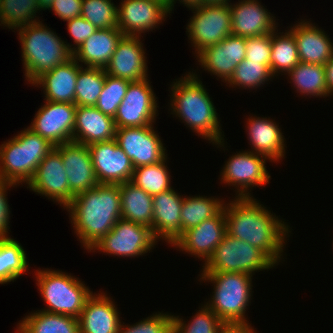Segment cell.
I'll list each match as a JSON object with an SVG mask.
<instances>
[{
    "label": "cell",
    "mask_w": 333,
    "mask_h": 333,
    "mask_svg": "<svg viewBox=\"0 0 333 333\" xmlns=\"http://www.w3.org/2000/svg\"><path fill=\"white\" fill-rule=\"evenodd\" d=\"M229 202L224 204L227 233L260 249L277 265L283 256L285 237L291 232L289 226L254 197L235 196Z\"/></svg>",
    "instance_id": "6da1fadb"
},
{
    "label": "cell",
    "mask_w": 333,
    "mask_h": 333,
    "mask_svg": "<svg viewBox=\"0 0 333 333\" xmlns=\"http://www.w3.org/2000/svg\"><path fill=\"white\" fill-rule=\"evenodd\" d=\"M74 232L87 251L108 234L121 218L118 184H98L75 196L65 208Z\"/></svg>",
    "instance_id": "7a4b0ae2"
},
{
    "label": "cell",
    "mask_w": 333,
    "mask_h": 333,
    "mask_svg": "<svg viewBox=\"0 0 333 333\" xmlns=\"http://www.w3.org/2000/svg\"><path fill=\"white\" fill-rule=\"evenodd\" d=\"M171 112L204 139L224 147L220 121L208 92L197 74L191 71L171 85Z\"/></svg>",
    "instance_id": "3957f363"
},
{
    "label": "cell",
    "mask_w": 333,
    "mask_h": 333,
    "mask_svg": "<svg viewBox=\"0 0 333 333\" xmlns=\"http://www.w3.org/2000/svg\"><path fill=\"white\" fill-rule=\"evenodd\" d=\"M26 80L32 84L73 57L72 45L49 30L41 21L17 28ZM66 43V44H65Z\"/></svg>",
    "instance_id": "277c9868"
},
{
    "label": "cell",
    "mask_w": 333,
    "mask_h": 333,
    "mask_svg": "<svg viewBox=\"0 0 333 333\" xmlns=\"http://www.w3.org/2000/svg\"><path fill=\"white\" fill-rule=\"evenodd\" d=\"M0 146V180L20 185L32 179L36 168L55 146L25 128Z\"/></svg>",
    "instance_id": "5b68a950"
},
{
    "label": "cell",
    "mask_w": 333,
    "mask_h": 333,
    "mask_svg": "<svg viewBox=\"0 0 333 333\" xmlns=\"http://www.w3.org/2000/svg\"><path fill=\"white\" fill-rule=\"evenodd\" d=\"M200 280L214 284L207 306L223 323H247L245 311L252 295V275L234 272H202Z\"/></svg>",
    "instance_id": "8992f818"
},
{
    "label": "cell",
    "mask_w": 333,
    "mask_h": 333,
    "mask_svg": "<svg viewBox=\"0 0 333 333\" xmlns=\"http://www.w3.org/2000/svg\"><path fill=\"white\" fill-rule=\"evenodd\" d=\"M40 294L47 304L42 311L79 318L87 299L93 294L83 282L58 270H36Z\"/></svg>",
    "instance_id": "52a82bcc"
},
{
    "label": "cell",
    "mask_w": 333,
    "mask_h": 333,
    "mask_svg": "<svg viewBox=\"0 0 333 333\" xmlns=\"http://www.w3.org/2000/svg\"><path fill=\"white\" fill-rule=\"evenodd\" d=\"M276 266L260 249L227 232L203 266L202 272L248 273Z\"/></svg>",
    "instance_id": "ba28073f"
},
{
    "label": "cell",
    "mask_w": 333,
    "mask_h": 333,
    "mask_svg": "<svg viewBox=\"0 0 333 333\" xmlns=\"http://www.w3.org/2000/svg\"><path fill=\"white\" fill-rule=\"evenodd\" d=\"M194 15L187 25L189 40L195 47L196 56L205 48L215 45L232 34V18L229 2L200 5L189 8Z\"/></svg>",
    "instance_id": "9c48e42d"
},
{
    "label": "cell",
    "mask_w": 333,
    "mask_h": 333,
    "mask_svg": "<svg viewBox=\"0 0 333 333\" xmlns=\"http://www.w3.org/2000/svg\"><path fill=\"white\" fill-rule=\"evenodd\" d=\"M157 239L148 226L120 218L111 231L89 250L121 257H138L155 247Z\"/></svg>",
    "instance_id": "30bf717a"
},
{
    "label": "cell",
    "mask_w": 333,
    "mask_h": 333,
    "mask_svg": "<svg viewBox=\"0 0 333 333\" xmlns=\"http://www.w3.org/2000/svg\"><path fill=\"white\" fill-rule=\"evenodd\" d=\"M267 157L251 151H242L232 155L226 161L221 171V181L233 185L237 197L251 196L248 190L254 186H265L271 176L268 174L265 163Z\"/></svg>",
    "instance_id": "8fae6325"
},
{
    "label": "cell",
    "mask_w": 333,
    "mask_h": 333,
    "mask_svg": "<svg viewBox=\"0 0 333 333\" xmlns=\"http://www.w3.org/2000/svg\"><path fill=\"white\" fill-rule=\"evenodd\" d=\"M148 78L131 82L114 116L116 128L152 125L158 116L156 96Z\"/></svg>",
    "instance_id": "7c38bea8"
},
{
    "label": "cell",
    "mask_w": 333,
    "mask_h": 333,
    "mask_svg": "<svg viewBox=\"0 0 333 333\" xmlns=\"http://www.w3.org/2000/svg\"><path fill=\"white\" fill-rule=\"evenodd\" d=\"M153 125L116 128L115 140L131 159L134 168L159 163L167 157Z\"/></svg>",
    "instance_id": "4fadbf2b"
},
{
    "label": "cell",
    "mask_w": 333,
    "mask_h": 333,
    "mask_svg": "<svg viewBox=\"0 0 333 333\" xmlns=\"http://www.w3.org/2000/svg\"><path fill=\"white\" fill-rule=\"evenodd\" d=\"M59 151L54 148L40 162L27 188L46 196L66 208L74 196L70 192L68 176ZM29 186V187H28Z\"/></svg>",
    "instance_id": "5bb4252c"
},
{
    "label": "cell",
    "mask_w": 333,
    "mask_h": 333,
    "mask_svg": "<svg viewBox=\"0 0 333 333\" xmlns=\"http://www.w3.org/2000/svg\"><path fill=\"white\" fill-rule=\"evenodd\" d=\"M28 127L54 146L73 141L76 105L46 101Z\"/></svg>",
    "instance_id": "9a60e30c"
},
{
    "label": "cell",
    "mask_w": 333,
    "mask_h": 333,
    "mask_svg": "<svg viewBox=\"0 0 333 333\" xmlns=\"http://www.w3.org/2000/svg\"><path fill=\"white\" fill-rule=\"evenodd\" d=\"M88 147L100 184H122L131 181L134 171L133 163L115 139L93 143Z\"/></svg>",
    "instance_id": "2e32d148"
},
{
    "label": "cell",
    "mask_w": 333,
    "mask_h": 333,
    "mask_svg": "<svg viewBox=\"0 0 333 333\" xmlns=\"http://www.w3.org/2000/svg\"><path fill=\"white\" fill-rule=\"evenodd\" d=\"M224 207L198 226L185 231L171 246L179 248L206 263L226 234Z\"/></svg>",
    "instance_id": "e0dca14e"
},
{
    "label": "cell",
    "mask_w": 333,
    "mask_h": 333,
    "mask_svg": "<svg viewBox=\"0 0 333 333\" xmlns=\"http://www.w3.org/2000/svg\"><path fill=\"white\" fill-rule=\"evenodd\" d=\"M246 56V37L228 35L221 42L205 48L197 55L199 65L204 70L227 83L235 68Z\"/></svg>",
    "instance_id": "ac0fdd59"
},
{
    "label": "cell",
    "mask_w": 333,
    "mask_h": 333,
    "mask_svg": "<svg viewBox=\"0 0 333 333\" xmlns=\"http://www.w3.org/2000/svg\"><path fill=\"white\" fill-rule=\"evenodd\" d=\"M55 148L61 154L70 192L74 197L99 184L87 145L70 141Z\"/></svg>",
    "instance_id": "d6986e66"
},
{
    "label": "cell",
    "mask_w": 333,
    "mask_h": 333,
    "mask_svg": "<svg viewBox=\"0 0 333 333\" xmlns=\"http://www.w3.org/2000/svg\"><path fill=\"white\" fill-rule=\"evenodd\" d=\"M168 13L170 11L156 1L122 0L118 6L117 27L124 36H141L155 29Z\"/></svg>",
    "instance_id": "ffe728a7"
},
{
    "label": "cell",
    "mask_w": 333,
    "mask_h": 333,
    "mask_svg": "<svg viewBox=\"0 0 333 333\" xmlns=\"http://www.w3.org/2000/svg\"><path fill=\"white\" fill-rule=\"evenodd\" d=\"M139 36H123L118 42L108 65L106 74L128 80L142 81L148 78L145 50Z\"/></svg>",
    "instance_id": "44dd1931"
},
{
    "label": "cell",
    "mask_w": 333,
    "mask_h": 333,
    "mask_svg": "<svg viewBox=\"0 0 333 333\" xmlns=\"http://www.w3.org/2000/svg\"><path fill=\"white\" fill-rule=\"evenodd\" d=\"M230 5L232 34L254 37L273 33L278 27L276 19L258 0H241Z\"/></svg>",
    "instance_id": "7402d4cb"
},
{
    "label": "cell",
    "mask_w": 333,
    "mask_h": 333,
    "mask_svg": "<svg viewBox=\"0 0 333 333\" xmlns=\"http://www.w3.org/2000/svg\"><path fill=\"white\" fill-rule=\"evenodd\" d=\"M182 204L183 195L173 188L153 196L152 234L157 240L172 245L181 236Z\"/></svg>",
    "instance_id": "603a6c76"
},
{
    "label": "cell",
    "mask_w": 333,
    "mask_h": 333,
    "mask_svg": "<svg viewBox=\"0 0 333 333\" xmlns=\"http://www.w3.org/2000/svg\"><path fill=\"white\" fill-rule=\"evenodd\" d=\"M116 125L113 117L95 106H78L75 111L73 141L89 146L97 142L114 140Z\"/></svg>",
    "instance_id": "cb8c5ba5"
},
{
    "label": "cell",
    "mask_w": 333,
    "mask_h": 333,
    "mask_svg": "<svg viewBox=\"0 0 333 333\" xmlns=\"http://www.w3.org/2000/svg\"><path fill=\"white\" fill-rule=\"evenodd\" d=\"M105 293L92 294L78 318L80 333H118L120 313Z\"/></svg>",
    "instance_id": "d4e9b609"
},
{
    "label": "cell",
    "mask_w": 333,
    "mask_h": 333,
    "mask_svg": "<svg viewBox=\"0 0 333 333\" xmlns=\"http://www.w3.org/2000/svg\"><path fill=\"white\" fill-rule=\"evenodd\" d=\"M290 28L294 35L300 62L325 65L333 57V43L325 31L301 20Z\"/></svg>",
    "instance_id": "484cf974"
},
{
    "label": "cell",
    "mask_w": 333,
    "mask_h": 333,
    "mask_svg": "<svg viewBox=\"0 0 333 333\" xmlns=\"http://www.w3.org/2000/svg\"><path fill=\"white\" fill-rule=\"evenodd\" d=\"M246 124L251 152L263 155L269 160L271 159V162H278L283 159L285 156V138L274 120H267L266 117L250 116Z\"/></svg>",
    "instance_id": "4316f807"
},
{
    "label": "cell",
    "mask_w": 333,
    "mask_h": 333,
    "mask_svg": "<svg viewBox=\"0 0 333 333\" xmlns=\"http://www.w3.org/2000/svg\"><path fill=\"white\" fill-rule=\"evenodd\" d=\"M80 65L73 57L39 77L33 84L43 87L45 100L75 104V90Z\"/></svg>",
    "instance_id": "83f0119b"
},
{
    "label": "cell",
    "mask_w": 333,
    "mask_h": 333,
    "mask_svg": "<svg viewBox=\"0 0 333 333\" xmlns=\"http://www.w3.org/2000/svg\"><path fill=\"white\" fill-rule=\"evenodd\" d=\"M123 36L118 28L98 29L73 52V58L87 67L104 69Z\"/></svg>",
    "instance_id": "f1b7e54d"
},
{
    "label": "cell",
    "mask_w": 333,
    "mask_h": 333,
    "mask_svg": "<svg viewBox=\"0 0 333 333\" xmlns=\"http://www.w3.org/2000/svg\"><path fill=\"white\" fill-rule=\"evenodd\" d=\"M120 187L121 218L148 226L152 231L153 196L131 181Z\"/></svg>",
    "instance_id": "f546056e"
},
{
    "label": "cell",
    "mask_w": 333,
    "mask_h": 333,
    "mask_svg": "<svg viewBox=\"0 0 333 333\" xmlns=\"http://www.w3.org/2000/svg\"><path fill=\"white\" fill-rule=\"evenodd\" d=\"M37 311L20 320L16 329L19 333H80L77 318Z\"/></svg>",
    "instance_id": "4dcf8cb0"
},
{
    "label": "cell",
    "mask_w": 333,
    "mask_h": 333,
    "mask_svg": "<svg viewBox=\"0 0 333 333\" xmlns=\"http://www.w3.org/2000/svg\"><path fill=\"white\" fill-rule=\"evenodd\" d=\"M288 76L292 80L290 83H293L296 91L302 95L321 98L330 96L326 85L324 65L299 62L288 73Z\"/></svg>",
    "instance_id": "1f68e13d"
},
{
    "label": "cell",
    "mask_w": 333,
    "mask_h": 333,
    "mask_svg": "<svg viewBox=\"0 0 333 333\" xmlns=\"http://www.w3.org/2000/svg\"><path fill=\"white\" fill-rule=\"evenodd\" d=\"M225 202L221 199L207 196H184L181 211V235L198 226L201 222L214 217Z\"/></svg>",
    "instance_id": "d6a6232c"
},
{
    "label": "cell",
    "mask_w": 333,
    "mask_h": 333,
    "mask_svg": "<svg viewBox=\"0 0 333 333\" xmlns=\"http://www.w3.org/2000/svg\"><path fill=\"white\" fill-rule=\"evenodd\" d=\"M23 247L10 237L0 238V284L14 282L29 267Z\"/></svg>",
    "instance_id": "836d02e7"
},
{
    "label": "cell",
    "mask_w": 333,
    "mask_h": 333,
    "mask_svg": "<svg viewBox=\"0 0 333 333\" xmlns=\"http://www.w3.org/2000/svg\"><path fill=\"white\" fill-rule=\"evenodd\" d=\"M283 35L279 34L278 29L272 33V46H271V73L273 76H278L280 72L289 73L299 62V55L297 50L294 35L288 30Z\"/></svg>",
    "instance_id": "e575fe53"
},
{
    "label": "cell",
    "mask_w": 333,
    "mask_h": 333,
    "mask_svg": "<svg viewBox=\"0 0 333 333\" xmlns=\"http://www.w3.org/2000/svg\"><path fill=\"white\" fill-rule=\"evenodd\" d=\"M166 161L167 157L159 163L134 168L131 182L151 196L170 190L171 175Z\"/></svg>",
    "instance_id": "d590c367"
},
{
    "label": "cell",
    "mask_w": 333,
    "mask_h": 333,
    "mask_svg": "<svg viewBox=\"0 0 333 333\" xmlns=\"http://www.w3.org/2000/svg\"><path fill=\"white\" fill-rule=\"evenodd\" d=\"M41 10L37 0H0V25L15 30L37 23L34 17Z\"/></svg>",
    "instance_id": "8d00e7d4"
},
{
    "label": "cell",
    "mask_w": 333,
    "mask_h": 333,
    "mask_svg": "<svg viewBox=\"0 0 333 333\" xmlns=\"http://www.w3.org/2000/svg\"><path fill=\"white\" fill-rule=\"evenodd\" d=\"M106 72L102 68H79L75 90V105L95 106L105 84Z\"/></svg>",
    "instance_id": "74e56055"
},
{
    "label": "cell",
    "mask_w": 333,
    "mask_h": 333,
    "mask_svg": "<svg viewBox=\"0 0 333 333\" xmlns=\"http://www.w3.org/2000/svg\"><path fill=\"white\" fill-rule=\"evenodd\" d=\"M272 77L274 78L267 65L244 59L236 66L234 74L226 83V86L229 84V87L235 88L238 86L239 89L241 87L255 89L262 86V84L264 85Z\"/></svg>",
    "instance_id": "f35d334b"
},
{
    "label": "cell",
    "mask_w": 333,
    "mask_h": 333,
    "mask_svg": "<svg viewBox=\"0 0 333 333\" xmlns=\"http://www.w3.org/2000/svg\"><path fill=\"white\" fill-rule=\"evenodd\" d=\"M112 0H83L81 16L97 29L118 28V7Z\"/></svg>",
    "instance_id": "ab89813d"
},
{
    "label": "cell",
    "mask_w": 333,
    "mask_h": 333,
    "mask_svg": "<svg viewBox=\"0 0 333 333\" xmlns=\"http://www.w3.org/2000/svg\"><path fill=\"white\" fill-rule=\"evenodd\" d=\"M200 309L188 324L183 318L172 315L173 333H218L224 323L206 304Z\"/></svg>",
    "instance_id": "60d3db41"
},
{
    "label": "cell",
    "mask_w": 333,
    "mask_h": 333,
    "mask_svg": "<svg viewBox=\"0 0 333 333\" xmlns=\"http://www.w3.org/2000/svg\"><path fill=\"white\" fill-rule=\"evenodd\" d=\"M131 82L106 74L105 84L95 107L114 118Z\"/></svg>",
    "instance_id": "b9f144b4"
},
{
    "label": "cell",
    "mask_w": 333,
    "mask_h": 333,
    "mask_svg": "<svg viewBox=\"0 0 333 333\" xmlns=\"http://www.w3.org/2000/svg\"><path fill=\"white\" fill-rule=\"evenodd\" d=\"M118 333H173L171 314L157 312L134 325L120 323Z\"/></svg>",
    "instance_id": "7bdbcfd3"
},
{
    "label": "cell",
    "mask_w": 333,
    "mask_h": 333,
    "mask_svg": "<svg viewBox=\"0 0 333 333\" xmlns=\"http://www.w3.org/2000/svg\"><path fill=\"white\" fill-rule=\"evenodd\" d=\"M272 33L246 38V56L248 61L267 65L271 70Z\"/></svg>",
    "instance_id": "ee69618b"
},
{
    "label": "cell",
    "mask_w": 333,
    "mask_h": 333,
    "mask_svg": "<svg viewBox=\"0 0 333 333\" xmlns=\"http://www.w3.org/2000/svg\"><path fill=\"white\" fill-rule=\"evenodd\" d=\"M66 22L67 30L75 43L73 45L77 46L73 47V52L78 49L87 38L98 30L93 24L88 22L82 16L75 17Z\"/></svg>",
    "instance_id": "f6af8a7d"
},
{
    "label": "cell",
    "mask_w": 333,
    "mask_h": 333,
    "mask_svg": "<svg viewBox=\"0 0 333 333\" xmlns=\"http://www.w3.org/2000/svg\"><path fill=\"white\" fill-rule=\"evenodd\" d=\"M82 1L83 0H54L47 9H52L61 20L68 21L81 16Z\"/></svg>",
    "instance_id": "bcb514c9"
},
{
    "label": "cell",
    "mask_w": 333,
    "mask_h": 333,
    "mask_svg": "<svg viewBox=\"0 0 333 333\" xmlns=\"http://www.w3.org/2000/svg\"><path fill=\"white\" fill-rule=\"evenodd\" d=\"M16 186V184L0 180V238L9 237V215L10 209L7 201V190L8 188Z\"/></svg>",
    "instance_id": "7dc6e473"
},
{
    "label": "cell",
    "mask_w": 333,
    "mask_h": 333,
    "mask_svg": "<svg viewBox=\"0 0 333 333\" xmlns=\"http://www.w3.org/2000/svg\"><path fill=\"white\" fill-rule=\"evenodd\" d=\"M218 333H257L248 323H224Z\"/></svg>",
    "instance_id": "c3c4849f"
},
{
    "label": "cell",
    "mask_w": 333,
    "mask_h": 333,
    "mask_svg": "<svg viewBox=\"0 0 333 333\" xmlns=\"http://www.w3.org/2000/svg\"><path fill=\"white\" fill-rule=\"evenodd\" d=\"M328 94L333 93V57L324 65Z\"/></svg>",
    "instance_id": "681fc988"
},
{
    "label": "cell",
    "mask_w": 333,
    "mask_h": 333,
    "mask_svg": "<svg viewBox=\"0 0 333 333\" xmlns=\"http://www.w3.org/2000/svg\"><path fill=\"white\" fill-rule=\"evenodd\" d=\"M177 0H172V10L174 7V4H176ZM179 2H181L182 4H184V6L188 7V8H192V7H196V6H200L201 5V1L200 0H178Z\"/></svg>",
    "instance_id": "f907efd6"
},
{
    "label": "cell",
    "mask_w": 333,
    "mask_h": 333,
    "mask_svg": "<svg viewBox=\"0 0 333 333\" xmlns=\"http://www.w3.org/2000/svg\"><path fill=\"white\" fill-rule=\"evenodd\" d=\"M201 5H214V4H225L230 0H200Z\"/></svg>",
    "instance_id": "816d5d0a"
},
{
    "label": "cell",
    "mask_w": 333,
    "mask_h": 333,
    "mask_svg": "<svg viewBox=\"0 0 333 333\" xmlns=\"http://www.w3.org/2000/svg\"><path fill=\"white\" fill-rule=\"evenodd\" d=\"M151 1L158 2L162 6L166 7L171 13V11H172V0H151Z\"/></svg>",
    "instance_id": "f5cc1de1"
},
{
    "label": "cell",
    "mask_w": 333,
    "mask_h": 333,
    "mask_svg": "<svg viewBox=\"0 0 333 333\" xmlns=\"http://www.w3.org/2000/svg\"><path fill=\"white\" fill-rule=\"evenodd\" d=\"M37 1L42 10H47V8L52 4L54 0H37Z\"/></svg>",
    "instance_id": "db71d44e"
}]
</instances>
